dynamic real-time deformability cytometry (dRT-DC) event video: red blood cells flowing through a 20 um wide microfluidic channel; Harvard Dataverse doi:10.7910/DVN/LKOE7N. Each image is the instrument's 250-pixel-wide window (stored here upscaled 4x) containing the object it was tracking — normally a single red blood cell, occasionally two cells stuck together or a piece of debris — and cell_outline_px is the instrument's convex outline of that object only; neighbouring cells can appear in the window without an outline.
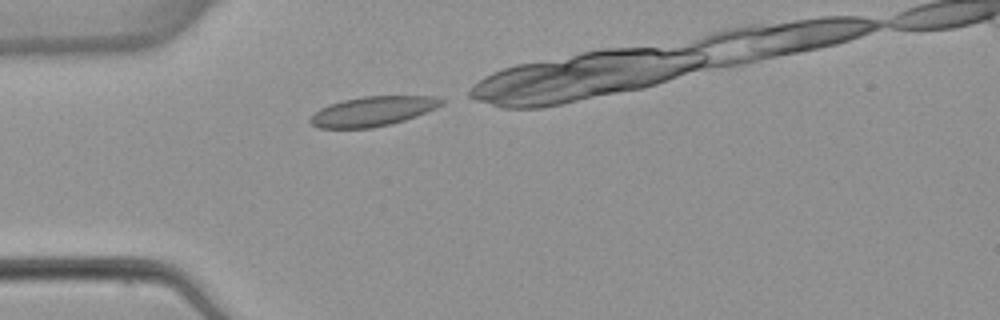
{"species": "common noctule bat (a hibernating species)", "species_latin": "Nyctalus noctula", "temperature_condition": "warm", "stored_images_in_passage": 2, "camera_frame_rate_fps": 3000, "um_per_image_px": 0.085, "animal": {"sex": "female", "body_mass_g": 22.7, "forearm_length_mm": 54.2}, "frame": {"image": 1, "passage_image": 1, "time_ms": 0.0, "image_size_px": [1000, 320], "cell_outline_px": [[444, 104], [436, 108], [416, 116], [392, 124], [372, 128], [320, 128], [312, 124], [308, 120], [320, 108], [328, 104], [344, 100], [364, 96], [436, 96], [444, 100]], "centroid_in_image_um": [31.7, 9.46], "position_along_channel_um": 53.3, "area_um2": 22.66}}